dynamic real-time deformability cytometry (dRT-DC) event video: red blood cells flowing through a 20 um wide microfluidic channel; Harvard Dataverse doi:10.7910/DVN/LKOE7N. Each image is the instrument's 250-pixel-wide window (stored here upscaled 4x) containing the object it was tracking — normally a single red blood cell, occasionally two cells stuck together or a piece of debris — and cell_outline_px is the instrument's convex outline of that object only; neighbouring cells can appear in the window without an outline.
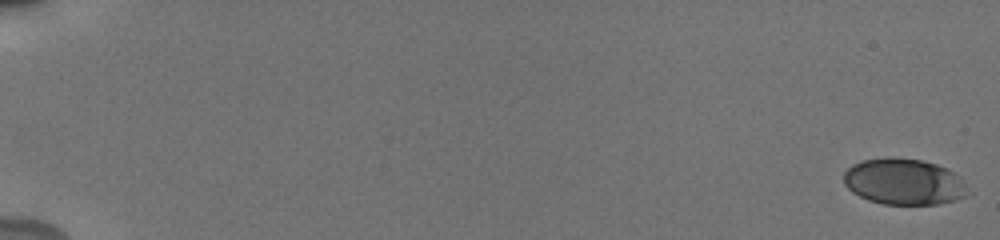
{"species": "human", "species_latin": "Homo sapiens", "temperature_condition": "cold", "stored_images_in_passage": 56, "camera_frame_rate_fps": 3000, "um_per_image_px": 0.085, "donor": {"sex": "male"}, "frame": {"image": 1, "passage_image": 1, "time_ms": 0.0, "image_size_px": [1000, 240], "cell_outline_px": [[972, 192], [964, 196], [940, 204], [884, 204], [868, 200], [852, 192], [844, 184], [844, 172], [852, 164], [864, 160], [888, 156], [892, 156], [920, 160], [936, 164], [948, 168]], "centroid_in_image_um": [76.8, 15.44], "position_along_channel_um": 8.2, "area_um2": 33.35}}
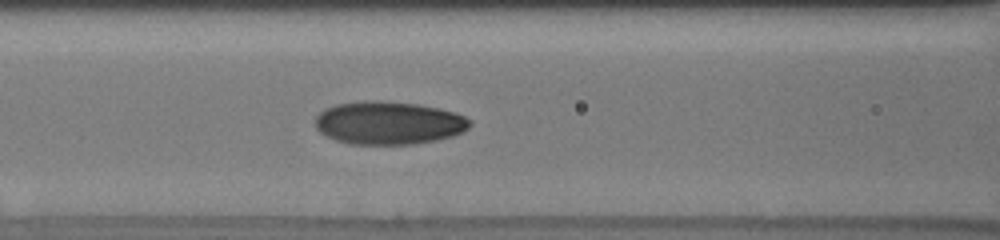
{"frame": {"image": 2, "passage_image": 27, "time_ms": 8.667, "image_size_px": [1000, 240], "cell_outline_px": [[472, 124], [464, 132], [452, 136], [436, 140], [412, 144], [352, 144], [336, 140], [320, 132], [316, 128], [316, 116], [324, 108], [336, 104], [364, 100], [380, 100], [420, 104], [440, 108], [456, 112], [472, 120]], "centroid_in_image_um": [33.07, 10.43], "position_along_channel_um": 133.5, "area_um2": 39.13}}
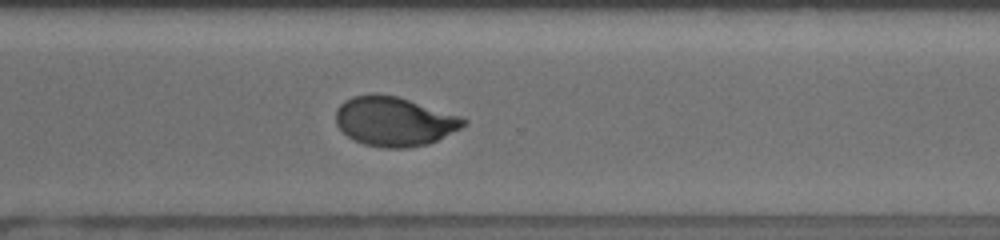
{"frame": {"image": 3, "passage_image": 43, "time_ms": 14.0, "image_size_px": [1000, 240], "cell_outline_px": [[468, 124], [428, 144], [404, 148], [384, 148], [364, 144], [348, 136], [336, 124], [336, 112], [340, 104], [344, 100], [352, 96], [372, 92], [376, 92], [396, 96], [460, 116], [468, 120]], "centroid_in_image_um": [33.49, 10.3], "position_along_channel_um": 337.1, "area_um2": 36.59}, "authors_computed_cell_mechanics": {"area_um2": 36.4429, "velocity_mm_per_s": 3.8212, "shape_relaxation_time_tau1_ms": 3.8272, "shape_relaxation_time_tau2_ms": 0.9866, "deformation_change_tau1": 0.18, "deformation_change_tau2": 0.0514}}